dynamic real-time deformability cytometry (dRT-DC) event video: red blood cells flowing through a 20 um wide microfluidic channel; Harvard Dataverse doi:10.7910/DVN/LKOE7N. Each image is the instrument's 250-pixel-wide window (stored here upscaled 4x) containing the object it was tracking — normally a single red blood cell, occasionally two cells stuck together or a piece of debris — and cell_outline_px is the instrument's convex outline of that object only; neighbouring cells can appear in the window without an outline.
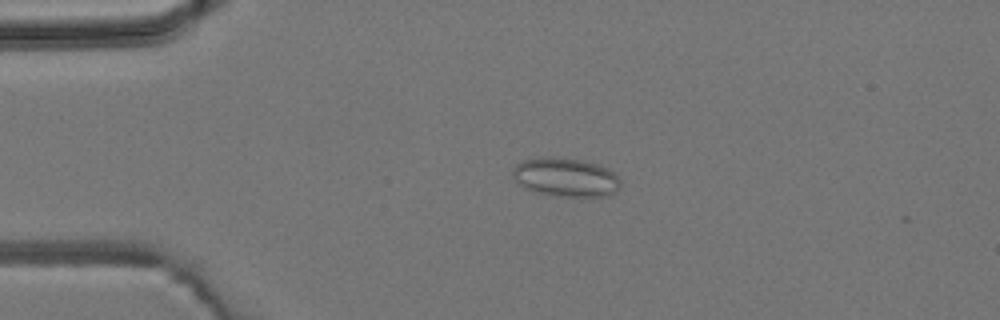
{"species": "common noctule bat (a hibernating species)", "species_latin": "Nyctalus noctula", "temperature_condition": "room temperature", "stored_images_in_passage": 4, "camera_frame_rate_fps": 3000, "um_per_image_px": 0.085, "animal": {"sex": "male", "body_mass_g": 19.2, "forearm_length_mm": 51.8}, "frame": {"image": 1, "passage_image": 3, "time_ms": 2.333, "image_size_px": [1000, 320], "cell_outline_px": [[620, 184], [616, 192], [608, 196], [552, 196], [532, 192], [524, 188], [512, 176], [512, 168], [520, 160], [540, 156], [552, 156], [580, 160], [600, 164], [608, 168], [620, 180]], "centroid_in_image_um": [48.03, 15.06], "position_along_channel_um": 37.0, "area_um2": 24.85}}